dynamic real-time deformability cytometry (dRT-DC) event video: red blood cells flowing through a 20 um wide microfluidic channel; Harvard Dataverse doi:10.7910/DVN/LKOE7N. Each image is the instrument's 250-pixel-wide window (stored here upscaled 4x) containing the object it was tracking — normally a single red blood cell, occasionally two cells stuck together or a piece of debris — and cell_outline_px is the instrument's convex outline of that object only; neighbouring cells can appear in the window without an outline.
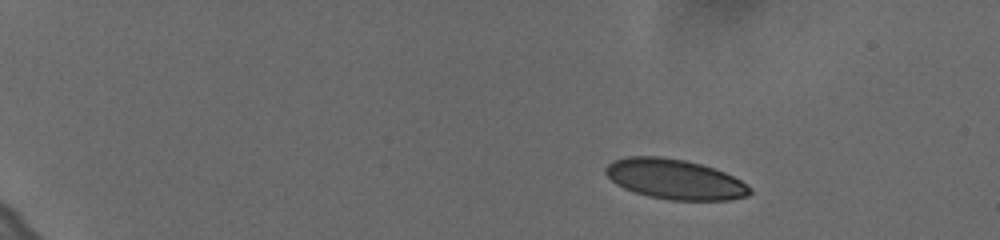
{"species": "human", "species_latin": "Homo sapiens", "temperature_condition": "cold", "stored_images_in_passage": 7, "camera_frame_rate_fps": 3000, "um_per_image_px": 0.085, "donor": {"sex": "female"}, "frame": {"image": 1, "passage_image": 2, "time_ms": 0.333, "image_size_px": [1000, 240], "cell_outline_px": [[752, 192], [748, 196], [732, 200], [668, 200], [648, 196], [624, 188], [616, 184], [604, 172], [604, 168], [608, 164], [616, 160], [628, 156], [660, 156], [684, 160], [700, 164], [724, 172], [740, 180], [752, 188]], "centroid_in_image_um": [57.37, 15.24], "position_along_channel_um": 27.6, "area_um2": 33.58}}
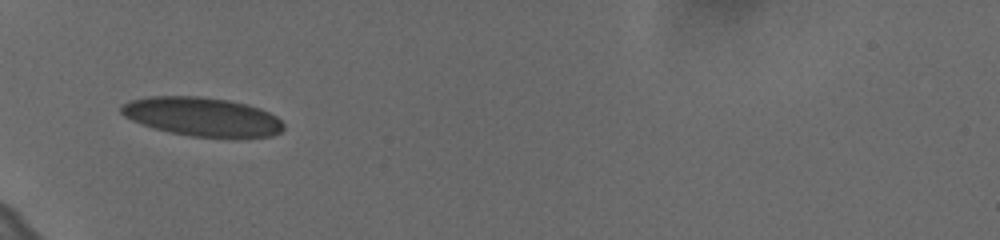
{"frame": {"image": 2, "passage_image": 6, "time_ms": 1.667, "image_size_px": [1000, 240], "cell_outline_px": [[284, 128], [280, 132], [272, 136], [236, 140], [228, 140], [188, 136], [168, 132], [152, 128], [132, 120], [124, 116], [120, 112], [120, 104], [132, 100], [152, 96], [200, 96], [228, 100], [248, 104], [260, 108], [276, 116], [284, 124]], "centroid_in_image_um": [17.24, 9.97], "position_along_channel_um": 67.8, "area_um2": 37.86}}